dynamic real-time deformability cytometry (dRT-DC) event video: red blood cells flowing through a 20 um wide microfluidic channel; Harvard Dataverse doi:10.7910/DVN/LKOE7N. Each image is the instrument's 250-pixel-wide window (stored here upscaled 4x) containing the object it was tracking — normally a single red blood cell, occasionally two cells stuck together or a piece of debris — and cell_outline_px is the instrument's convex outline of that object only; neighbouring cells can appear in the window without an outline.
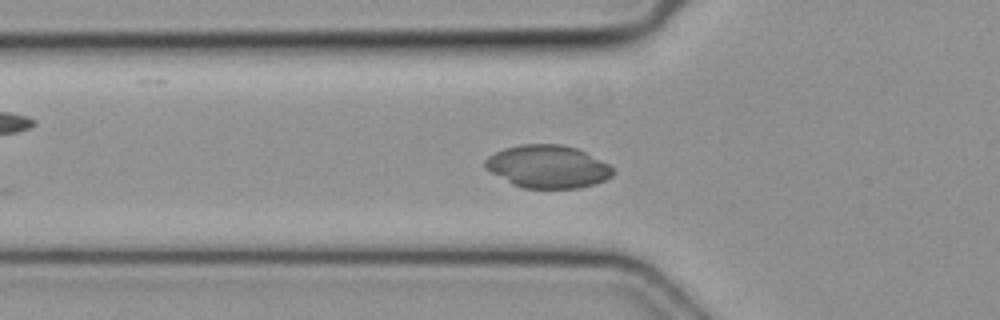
{"species": "common noctule bat (a hibernating species)", "species_latin": "Nyctalus noctula", "temperature_condition": "cold", "stored_images_in_passage": 7, "camera_frame_rate_fps": 3000, "um_per_image_px": 0.085, "animal": {"sex": "female", "body_mass_g": 19.3, "forearm_length_mm": 54.1}, "frame": {"image": 1, "passage_image": 3, "time_ms": 0.667, "image_size_px": [1000, 320], "cell_outline_px": [[612, 176], [596, 184], [576, 188], [524, 188], [512, 184], [484, 168], [484, 160], [488, 156], [504, 148], [520, 144], [564, 144], [576, 148], [608, 164], [612, 168]], "centroid_in_image_um": [46.52, 14.16], "position_along_channel_um": 79.3, "area_um2": 31.73}}